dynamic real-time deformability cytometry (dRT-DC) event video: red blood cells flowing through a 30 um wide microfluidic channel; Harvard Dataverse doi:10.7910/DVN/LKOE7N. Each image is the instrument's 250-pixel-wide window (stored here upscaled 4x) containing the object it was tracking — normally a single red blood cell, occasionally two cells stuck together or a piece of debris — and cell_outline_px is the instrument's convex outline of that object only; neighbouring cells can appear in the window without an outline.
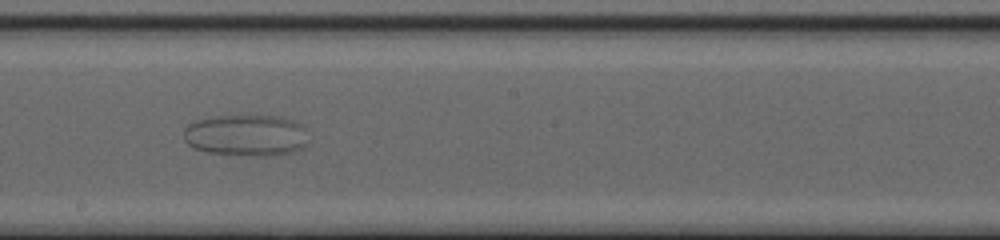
{"species": "common noctule bat (a hibernating species)", "species_latin": "Nyctalus noctula", "temperature_condition": "cold", "stored_images_in_passage": 58, "camera_frame_rate_fps": 3000, "um_per_image_px": 0.085, "animal": {"sex": "female", "body_mass_g": 20.0, "forearm_length_mm": 54.0}, "frame": {"image": 1, "passage_image": 36, "time_ms": 11.667, "image_size_px": [1000, 240], "cell_outline_px": [[304, 144], [300, 148], [292, 152], [268, 156], [256, 156], [208, 152], [196, 148], [188, 144], [184, 140], [184, 128], [188, 124], [196, 120], [212, 116], [280, 116], [292, 120], [300, 124], [304, 128]], "centroid_in_image_um": [20.86, 11.49], "position_along_channel_um": 227.3, "area_um2": 29.82}}